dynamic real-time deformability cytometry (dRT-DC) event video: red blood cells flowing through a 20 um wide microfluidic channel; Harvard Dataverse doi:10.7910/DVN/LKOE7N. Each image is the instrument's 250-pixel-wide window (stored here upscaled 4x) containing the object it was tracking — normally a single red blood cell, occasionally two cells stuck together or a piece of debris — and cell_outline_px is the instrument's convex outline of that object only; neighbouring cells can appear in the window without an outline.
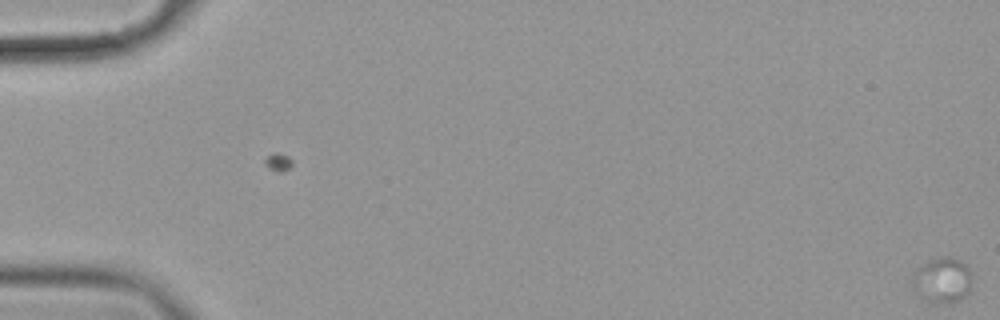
{"species": "common noctule bat (a hibernating species)", "species_latin": "Nyctalus noctula", "temperature_condition": "cold", "stored_images_in_passage": 3, "camera_frame_rate_fps": 3000, "um_per_image_px": 0.085, "animal": {"sex": "female", "body_mass_g": 19.9}, "frame": {"image": 1, "passage_image": 3, "time_ms": 0.667, "image_size_px": [1000, 320], "cell_outline_px": [[968, 292], [964, 296], [956, 300], [940, 304], [928, 300], [916, 288], [912, 280], [920, 268], [924, 264], [932, 260], [948, 256], [952, 256], [960, 260], [968, 268]], "centroid_in_image_um": [80.12, 23.79], "position_along_channel_um": 4.9, "area_um2": 14.45}}